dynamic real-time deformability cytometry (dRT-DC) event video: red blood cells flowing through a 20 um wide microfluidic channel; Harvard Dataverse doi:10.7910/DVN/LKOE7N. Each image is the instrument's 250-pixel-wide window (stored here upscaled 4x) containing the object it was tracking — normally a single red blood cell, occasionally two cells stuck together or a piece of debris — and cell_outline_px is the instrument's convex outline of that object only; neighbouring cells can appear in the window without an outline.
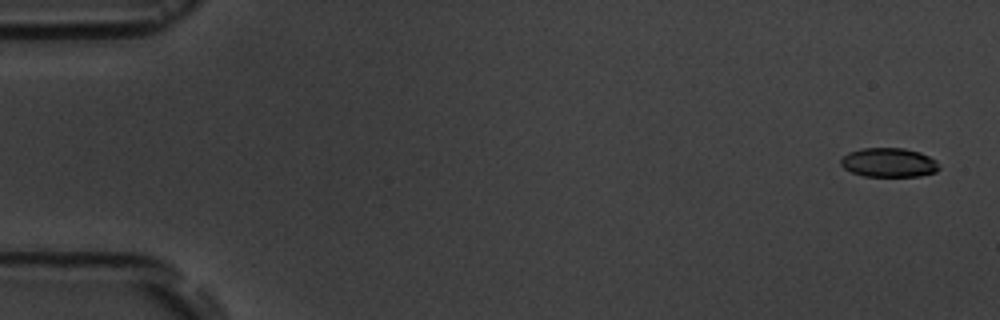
{"species": "common noctule bat (a hibernating species)", "species_latin": "Nyctalus noctula", "temperature_condition": "room temperature", "stored_images_in_passage": 11, "camera_frame_rate_fps": 3000, "um_per_image_px": 0.085, "animal": {"sex": "male", "body_mass_g": 19.5, "forearm_length_mm": 54.6}, "frame": {"image": 1, "passage_image": 1, "time_ms": 0.0, "image_size_px": [1000, 320], "cell_outline_px": [[940, 168], [936, 172], [920, 176], [864, 176], [852, 172], [844, 168], [840, 164], [840, 160], [848, 152], [864, 148], [904, 148], [920, 152], [936, 160]], "centroid_in_image_um": [75.56, 13.81], "position_along_channel_um": 9.4, "area_um2": 16.7}}
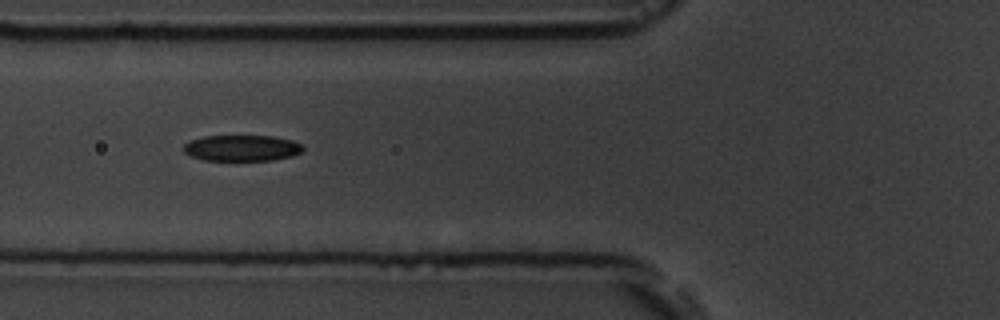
{"frame": {"image": 2, "passage_image": 6, "time_ms": 6.333, "image_size_px": [1000, 320], "cell_outline_px": [[304, 148], [300, 152], [292, 156], [272, 160], [204, 160], [192, 156], [184, 152], [184, 144], [188, 140], [204, 136], [272, 136], [292, 140], [304, 144]], "centroid_in_image_um": [20.56, 12.57], "position_along_channel_um": 105.2, "area_um2": 18.15}}
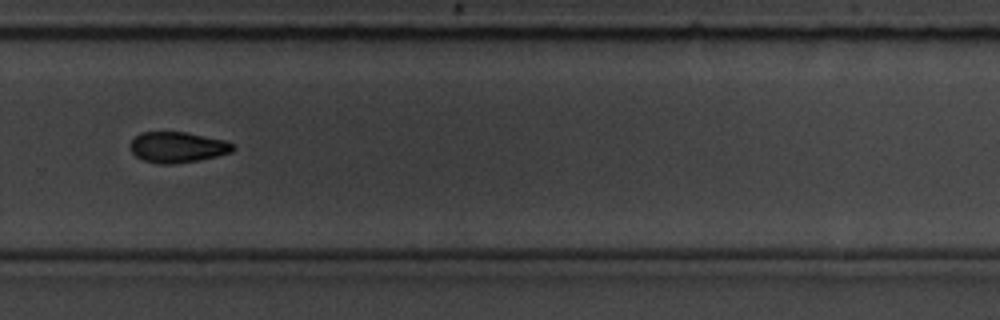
{"frame": {"image": 3, "passage_image": 11, "time_ms": 12.0, "image_size_px": [1000, 320], "cell_outline_px": [[236, 148], [232, 152], [200, 160], [172, 164], [160, 164], [144, 160], [136, 156], [128, 148], [128, 144], [140, 132], [184, 132], [224, 140], [236, 144]], "centroid_in_image_um": [15.08, 12.51], "position_along_channel_um": 314.7, "area_um2": 18.5}}